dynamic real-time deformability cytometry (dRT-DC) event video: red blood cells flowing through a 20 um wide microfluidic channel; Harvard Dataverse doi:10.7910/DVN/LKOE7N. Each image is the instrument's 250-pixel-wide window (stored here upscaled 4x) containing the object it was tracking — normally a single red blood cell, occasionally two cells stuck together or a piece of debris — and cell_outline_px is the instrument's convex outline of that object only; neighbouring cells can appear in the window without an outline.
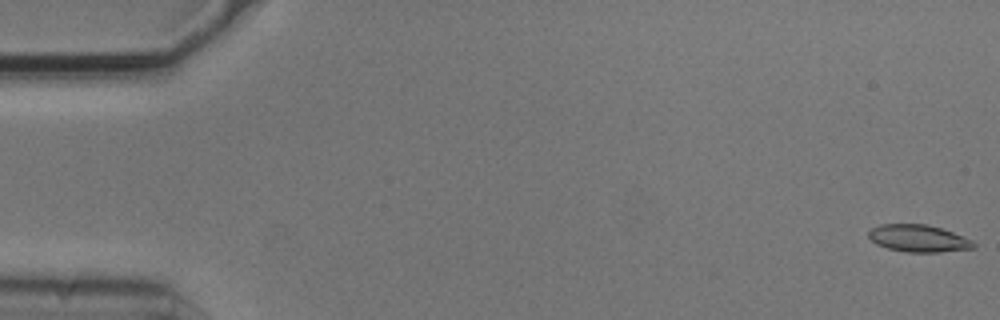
{"species": "common noctule bat (a hibernating species)", "species_latin": "Nyctalus noctula", "temperature_condition": "cold", "stored_images_in_passage": 9, "camera_frame_rate_fps": 3000, "um_per_image_px": 0.085, "animal": {"sex": "male", "body_mass_g": 20.5, "forearm_length_mm": 52.5}, "frame": {"image": 1, "passage_image": 1, "time_ms": 0.0, "image_size_px": [1000, 320], "cell_outline_px": [[976, 248], [940, 252], [908, 252], [888, 248], [876, 244], [868, 236], [868, 232], [872, 228], [880, 224], [928, 224], [952, 232], [972, 240], [976, 244]], "centroid_in_image_um": [78.08, 20.26], "position_along_channel_um": 6.9, "area_um2": 16.59}}
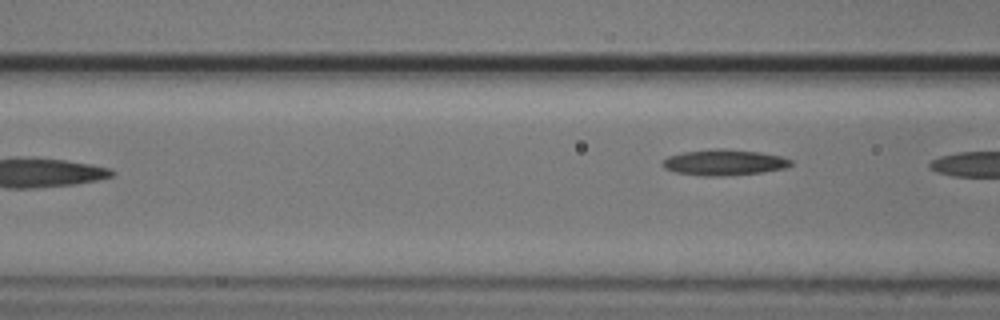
{"frame": {"image": 2, "passage_image": 9, "time_ms": 2.667, "image_size_px": [1000, 320], "cell_outline_px": [[792, 164], [784, 168], [760, 172], [724, 176], [704, 176], [676, 172], [664, 168], [660, 164], [668, 156], [684, 152], [716, 148], [724, 148], [760, 152], [780, 156], [792, 160]], "centroid_in_image_um": [61.52, 13.8], "position_along_channel_um": 105.1, "area_um2": 19.25}}